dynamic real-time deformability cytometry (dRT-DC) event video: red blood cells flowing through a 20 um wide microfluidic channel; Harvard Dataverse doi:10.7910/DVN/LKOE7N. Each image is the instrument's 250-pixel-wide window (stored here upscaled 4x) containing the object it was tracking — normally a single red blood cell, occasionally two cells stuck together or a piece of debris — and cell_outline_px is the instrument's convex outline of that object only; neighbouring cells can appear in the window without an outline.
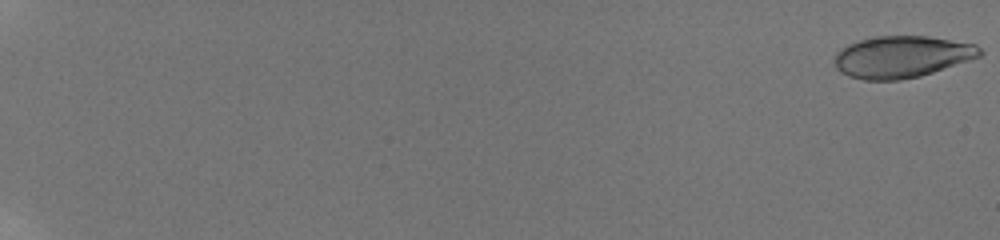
{"species": "human", "species_latin": "Homo sapiens", "temperature_condition": "room temperature", "stored_images_in_passage": 52, "camera_frame_rate_fps": 3000, "um_per_image_px": 0.085, "donor": {"sex": "male"}, "frame": {"image": 1, "passage_image": 1, "time_ms": 0.0, "image_size_px": [1000, 240], "cell_outline_px": [[984, 52], [980, 56], [920, 76], [900, 80], [864, 80], [848, 76], [840, 72], [836, 68], [836, 52], [848, 44], [860, 40], [876, 36], [928, 36], [976, 44]], "centroid_in_image_um": [76.65, 4.82], "position_along_channel_um": 8.4, "area_um2": 35.2}}
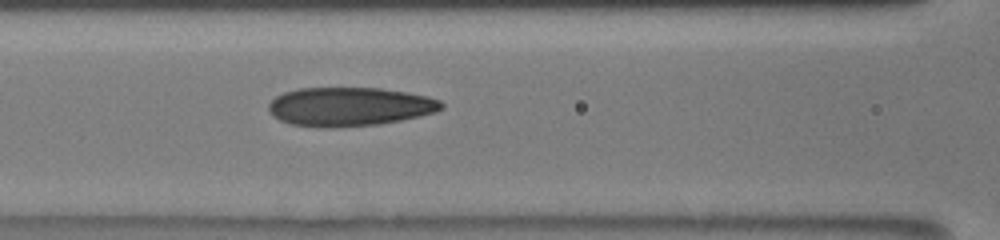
{"frame": {"image": 2, "passage_image": 23, "time_ms": 10.0, "image_size_px": [1000, 240], "cell_outline_px": [[444, 108], [436, 112], [420, 116], [380, 124], [332, 128], [320, 128], [292, 124], [280, 120], [272, 116], [268, 112], [268, 104], [276, 96], [284, 92], [300, 88], [380, 88], [428, 96], [440, 100], [444, 104]], "centroid_in_image_um": [29.7, 9.07], "position_along_channel_um": 136.9, "area_um2": 39.36}}
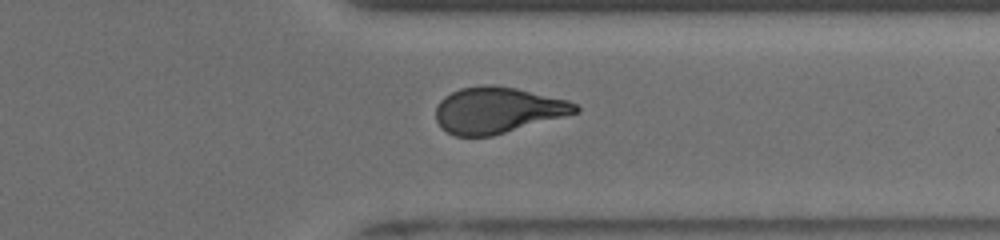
{"frame": {"image": 3, "passage_image": 40, "time_ms": 16.0, "image_size_px": [1000, 240], "cell_outline_px": [[580, 112], [492, 136], [456, 136], [448, 132], [436, 120], [436, 104], [444, 96], [460, 88], [484, 84], [492, 84], [516, 88], [568, 100], [576, 104], [580, 108]], "centroid_in_image_um": [42.3, 9.35], "position_along_channel_um": 369.1, "area_um2": 37.51}, "authors_computed_cell_mechanics": {"area_um2": 37.8012, "velocity_mm_per_s": 3.874, "shape_relaxation_time_tau1_ms": 7.2487, "shape_relaxation_time_tau2_ms": 1.4713, "deformation_change_tau1": 0.1904, "deformation_change_tau2": 0.0704}}